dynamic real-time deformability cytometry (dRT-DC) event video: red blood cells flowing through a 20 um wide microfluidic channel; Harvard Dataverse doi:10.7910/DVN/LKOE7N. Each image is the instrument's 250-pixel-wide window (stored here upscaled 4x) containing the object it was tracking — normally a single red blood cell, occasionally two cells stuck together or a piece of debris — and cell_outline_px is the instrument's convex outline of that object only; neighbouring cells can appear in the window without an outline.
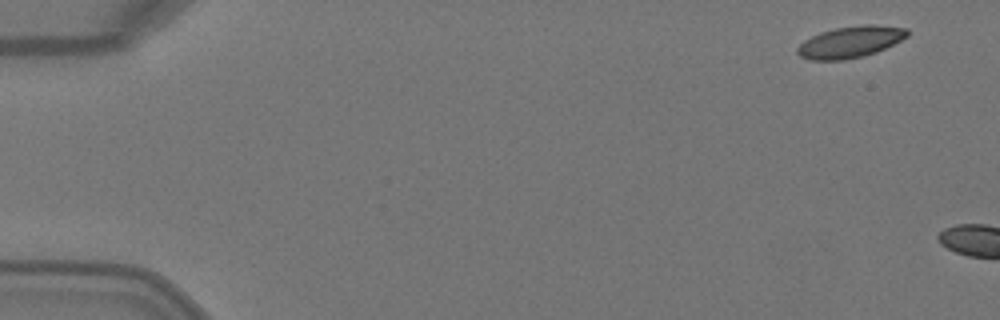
{"species": "Egyptian fruit bat (a non-hibernating species)", "species_latin": "Rousettus aegyptiacus", "temperature_condition": "warm", "stored_images_in_passage": 2, "camera_frame_rate_fps": 3000, "um_per_image_px": 0.085, "animal": {"sex": "female"}, "frame": {"image": 1, "passage_image": 1, "time_ms": 0.0, "image_size_px": [1000, 320], "cell_outline_px": [[908, 36], [876, 52], [864, 56], [844, 60], [808, 60], [800, 56], [796, 52], [796, 48], [804, 40], [820, 32], [836, 28], [864, 24], [872, 24], [908, 28]], "centroid_in_image_um": [72.25, 3.57], "position_along_channel_um": 12.7, "area_um2": 20.17}}